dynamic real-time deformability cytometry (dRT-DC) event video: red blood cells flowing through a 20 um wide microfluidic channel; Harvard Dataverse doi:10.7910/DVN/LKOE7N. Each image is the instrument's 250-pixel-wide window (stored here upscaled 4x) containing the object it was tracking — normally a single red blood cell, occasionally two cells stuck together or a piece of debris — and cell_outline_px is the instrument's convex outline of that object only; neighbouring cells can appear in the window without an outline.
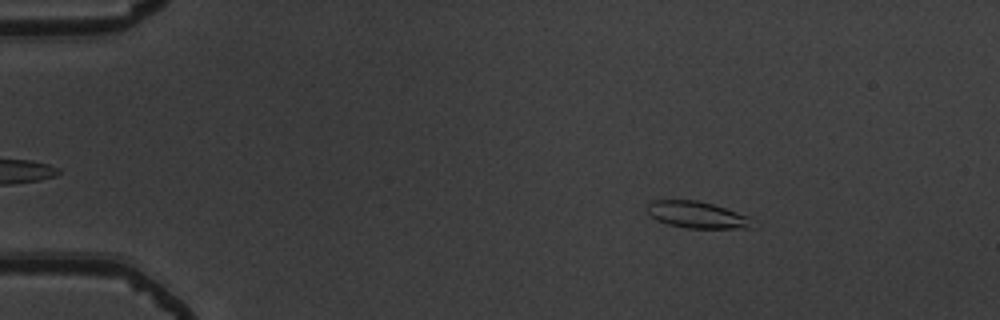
{"species": "common noctule bat (a hibernating species)", "species_latin": "Nyctalus noctula", "temperature_condition": "warm", "stored_images_in_passage": 53, "camera_frame_rate_fps": 3000, "um_per_image_px": 0.085, "animal": {"sex": "male", "body_mass_g": 19.5, "forearm_length_mm": 54.6}, "frame": {"image": 1, "passage_image": 8, "time_ms": 2.333, "image_size_px": [1000, 320], "cell_outline_px": [[756, 228], [688, 228], [668, 224], [656, 220], [648, 212], [648, 204], [652, 200], [696, 200], [712, 204], [748, 216]], "centroid_in_image_um": [59.25, 18.26], "position_along_channel_um": 25.8, "area_um2": 16.18}}
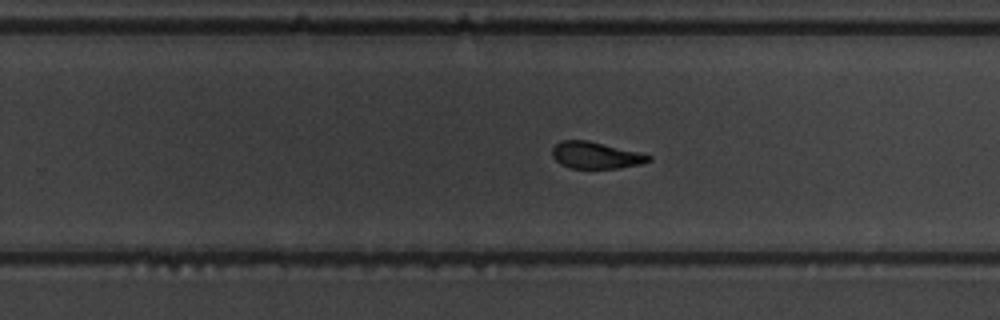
{"frame": {"image": 2, "passage_image": 34, "time_ms": 11.0, "image_size_px": [1000, 320], "cell_outline_px": [[652, 160], [640, 164], [620, 168], [572, 168], [560, 164], [552, 156], [552, 148], [560, 140], [588, 140], [640, 152], [652, 156]], "centroid_in_image_um": [50.64, 13.19], "position_along_channel_um": 279.2, "area_um2": 15.09}}
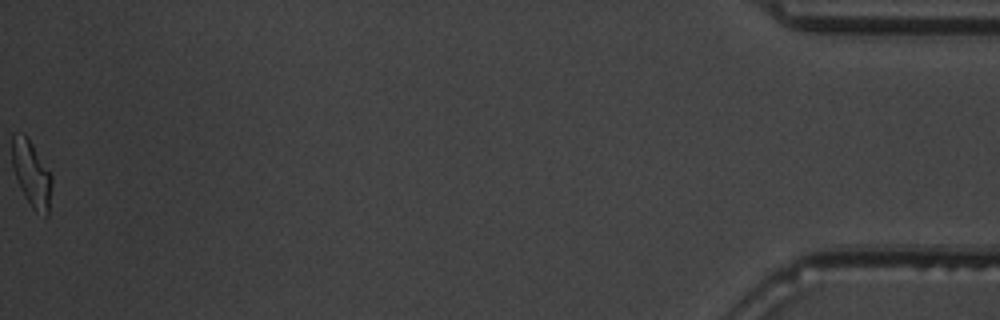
{"frame": {"image": 3, "passage_image": 53, "time_ms": 17.333, "image_size_px": [1000, 320], "cell_outline_px": [[52, 188], [48, 216], [44, 216], [36, 212], [32, 208], [24, 196], [20, 188], [12, 168], [12, 132], [24, 132], [28, 136], [52, 176]], "centroid_in_image_um": [2.67, 14.75], "position_along_channel_um": 432.5, "area_um2": 15.66}, "authors_computed_cell_mechanics": {"area_um2": 16.2418, "velocity_mm_per_s": 3.8902, "shape_relaxation_time_tau1_ms": 3.057, "shape_relaxation_time_tau2_ms": 1.741, "deformation_change_tau1": 0.1206, "deformation_change_tau2": 0.0844}}